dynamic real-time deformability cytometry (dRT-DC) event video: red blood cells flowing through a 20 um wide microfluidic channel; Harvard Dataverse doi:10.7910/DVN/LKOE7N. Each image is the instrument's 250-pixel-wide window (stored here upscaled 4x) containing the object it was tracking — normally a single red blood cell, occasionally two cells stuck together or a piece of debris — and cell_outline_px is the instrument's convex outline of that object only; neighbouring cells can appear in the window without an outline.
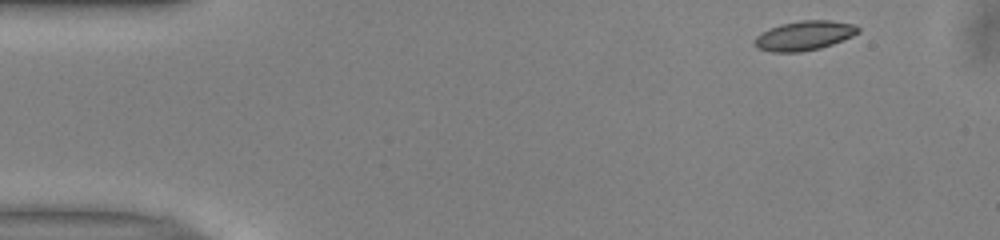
{"species": "common noctule bat (a hibernating species)", "species_latin": "Nyctalus noctula", "temperature_condition": "warm", "stored_images_in_passage": 37, "camera_frame_rate_fps": 3000, "um_per_image_px": 0.085, "animal": {"sex": "male", "body_mass_g": 13.0, "forearm_length_mm": 53.1}, "frame": {"image": 1, "passage_image": 1, "time_ms": 0.0, "image_size_px": [1000, 240], "cell_outline_px": [[860, 32], [852, 36], [832, 44], [820, 48], [800, 52], [772, 52], [756, 48], [752, 44], [752, 40], [760, 32], [780, 24], [800, 20], [832, 20], [856, 24], [860, 28]], "centroid_in_image_um": [68.33, 3.02], "position_along_channel_um": 16.7, "area_um2": 18.09}}
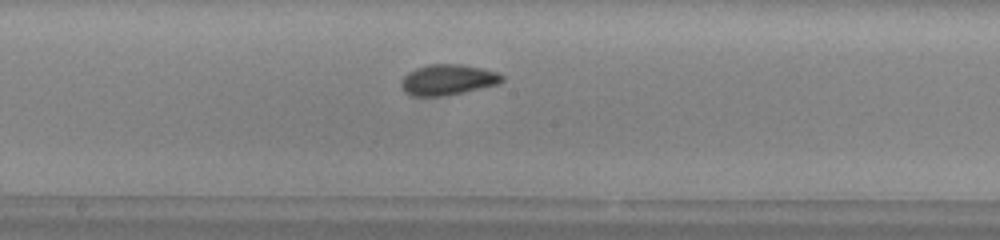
{"frame": {"image": 2, "passage_image": 23, "time_ms": 7.333, "image_size_px": [1000, 240], "cell_outline_px": [[504, 80], [500, 84], [448, 96], [408, 96], [400, 88], [400, 84], [404, 76], [408, 72], [416, 68], [428, 64], [460, 64], [484, 68], [496, 72], [504, 76]], "centroid_in_image_um": [38.06, 6.79], "position_along_channel_um": 210.1, "area_um2": 18.44}}
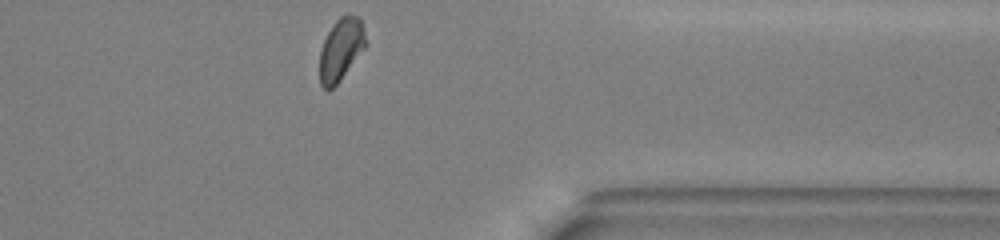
{"frame": {"image": 3, "passage_image": 37, "time_ms": 12.0, "image_size_px": [1000, 240], "cell_outline_px": [[368, 44], [340, 80], [328, 92], [320, 84], [320, 48], [332, 24], [340, 16], [348, 12], [356, 16], [360, 20], [364, 28]], "centroid_in_image_um": [28.99, 4.17], "position_along_channel_um": 382.4, "area_um2": 16.94}, "authors_computed_cell_mechanics": {"area_um2": 17.6868, "velocity_mm_per_s": 3.9961, "shape_relaxation_time_tau1_ms": 5.126, "shape_relaxation_time_tau2_ms": 1.411, "deformation_change_tau1": 0.1285, "deformation_change_tau2": 0.0564}}